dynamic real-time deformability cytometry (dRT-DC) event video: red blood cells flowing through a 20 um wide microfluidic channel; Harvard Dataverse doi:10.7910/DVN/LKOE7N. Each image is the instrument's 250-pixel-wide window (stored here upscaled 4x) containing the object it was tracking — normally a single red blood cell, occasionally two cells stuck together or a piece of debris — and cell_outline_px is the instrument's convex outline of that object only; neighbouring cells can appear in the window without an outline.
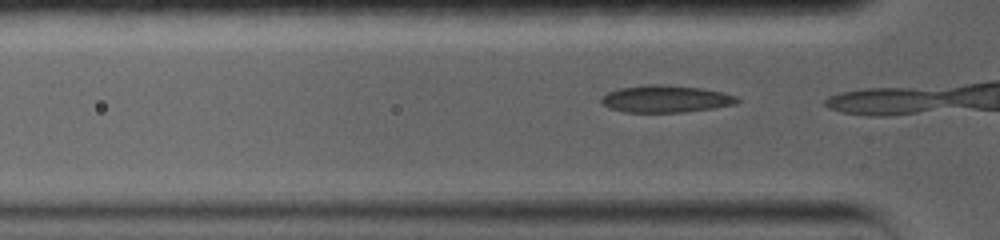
{"species": "common noctule bat (a hibernating species)", "species_latin": "Nyctalus noctula", "temperature_condition": "warm", "stored_images_in_passage": 5, "camera_frame_rate_fps": 5000, "um_per_image_px": 0.085, "animal": {"sex": "female", "body_mass_g": 19.0, "forearm_length_mm": 56.7}, "frame": {"image": 1, "passage_image": 3, "time_ms": 0.4, "image_size_px": [1000, 240], "cell_outline_px": [[740, 100], [736, 104], [712, 108], [684, 112], [624, 112], [608, 108], [600, 104], [600, 100], [608, 92], [616, 88], [648, 84], [660, 84], [700, 88], [720, 92], [736, 96]], "centroid_in_image_um": [56.52, 8.41], "position_along_channel_um": 69.3, "area_um2": 21.5}}